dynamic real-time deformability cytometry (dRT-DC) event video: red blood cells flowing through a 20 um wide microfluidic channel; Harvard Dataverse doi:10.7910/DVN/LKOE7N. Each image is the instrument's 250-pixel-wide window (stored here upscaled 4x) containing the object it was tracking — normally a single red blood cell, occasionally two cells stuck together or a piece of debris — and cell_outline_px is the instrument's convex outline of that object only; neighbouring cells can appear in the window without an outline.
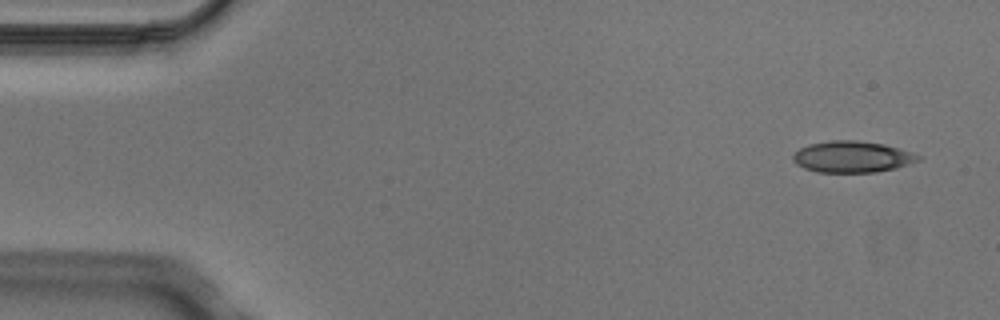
{"species": "Egyptian fruit bat (a non-hibernating species)", "species_latin": "Rousettus aegyptiacus", "temperature_condition": "cold", "stored_images_in_passage": 4, "camera_frame_rate_fps": 3000, "um_per_image_px": 0.085, "animal": {"sex": "male"}, "frame": {"image": 1, "passage_image": 1, "time_ms": 0.0, "image_size_px": [1000, 320], "cell_outline_px": [[924, 156], [920, 160], [896, 168], [876, 172], [816, 172], [804, 168], [796, 164], [792, 160], [792, 156], [800, 148], [808, 144], [828, 140], [856, 140], [884, 144], [900, 148]], "centroid_in_image_um": [72.45, 13.32], "position_along_channel_um": 12.6, "area_um2": 23.12}}
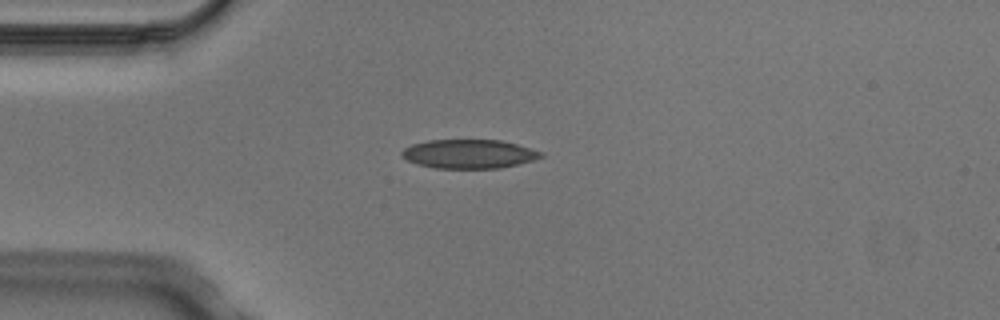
{"frame": {"image": 2, "passage_image": 4, "time_ms": 1.0, "image_size_px": [1000, 320], "cell_outline_px": [[544, 156], [532, 160], [500, 168], [436, 168], [416, 164], [400, 156], [400, 152], [404, 148], [412, 144], [428, 140], [500, 140], [516, 144], [544, 152]], "centroid_in_image_um": [39.83, 13.08], "position_along_channel_um": 45.2, "area_um2": 23.41}}